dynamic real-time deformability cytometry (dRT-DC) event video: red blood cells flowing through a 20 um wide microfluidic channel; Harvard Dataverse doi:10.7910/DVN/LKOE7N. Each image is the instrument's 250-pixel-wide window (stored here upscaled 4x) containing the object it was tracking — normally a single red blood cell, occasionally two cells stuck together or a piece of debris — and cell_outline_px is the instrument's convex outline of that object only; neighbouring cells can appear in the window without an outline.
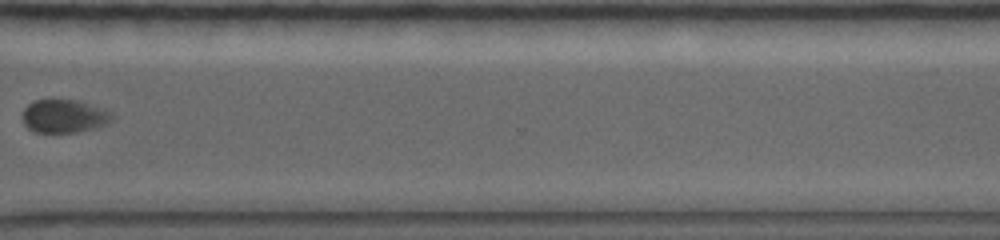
{"species": "common noctule bat (a hibernating species)", "species_latin": "Nyctalus noctula", "temperature_condition": "warm", "stored_images_in_passage": 20, "camera_frame_rate_fps": 5000, "um_per_image_px": 0.085, "animal": {"sex": "female", "body_mass_g": 19.0, "forearm_length_mm": 56.7}, "frame": {"image": 1, "passage_image": 15, "time_ms": 8.8, "image_size_px": [1000, 240], "cell_outline_px": [[112, 120], [108, 124], [80, 132], [36, 132], [28, 128], [24, 124], [24, 108], [32, 100], [52, 96], [76, 100], [108, 112], [112, 116]], "centroid_in_image_um": [5.38, 9.83], "position_along_channel_um": 365.2, "area_um2": 17.57}, "authors_computed_cell_mechanics": {"area_um2": 17.918, "velocity_mm_per_s": 3.5816, "shape_relaxation_time_tau1_ms": 6.6778, "shape_relaxation_time_tau2_ms": null, "deformation_change_tau1": 0.1878, "deformation_change_tau2": null}}